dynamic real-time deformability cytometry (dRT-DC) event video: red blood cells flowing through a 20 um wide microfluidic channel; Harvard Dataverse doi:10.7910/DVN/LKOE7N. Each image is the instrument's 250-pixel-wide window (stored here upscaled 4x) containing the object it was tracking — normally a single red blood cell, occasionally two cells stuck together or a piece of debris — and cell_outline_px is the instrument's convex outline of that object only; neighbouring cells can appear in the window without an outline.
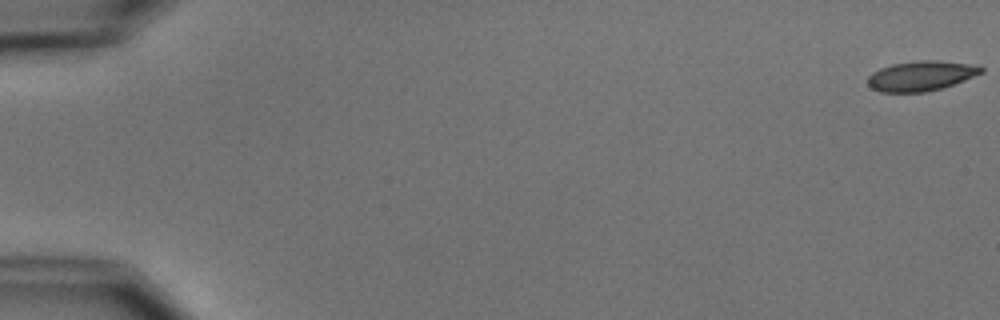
{"species": "common noctule bat (a hibernating species)", "species_latin": "Nyctalus noctula", "temperature_condition": "cold", "stored_images_in_passage": 10, "camera_frame_rate_fps": 3000, "um_per_image_px": 0.085, "animal": {"sex": "male", "body_mass_g": 15.6}, "frame": {"image": 1, "passage_image": 1, "time_ms": 0.0, "image_size_px": [1000, 320], "cell_outline_px": [[984, 72], [964, 80], [940, 88], [924, 92], [880, 92], [872, 88], [868, 84], [868, 76], [872, 72], [880, 68], [892, 64], [916, 60], [936, 60], [968, 64], [984, 68]], "centroid_in_image_um": [78.25, 6.44], "position_along_channel_um": 6.7, "area_um2": 19.59}}
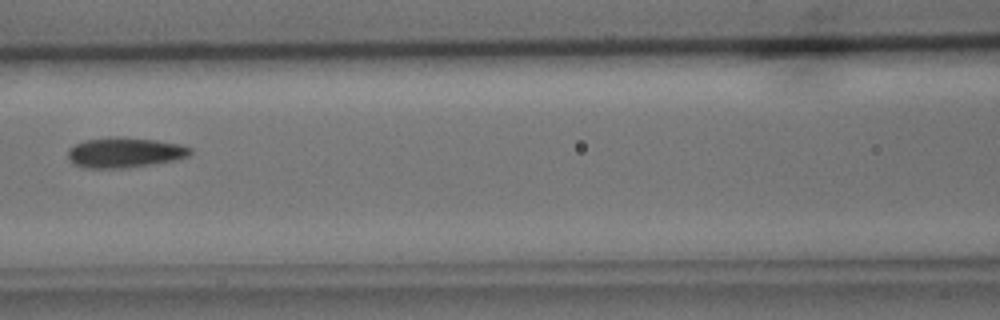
{"frame": {"image": 2, "passage_image": 8, "time_ms": 8.333, "image_size_px": [1000, 320], "cell_outline_px": [[192, 152], [188, 156], [176, 160], [128, 168], [84, 168], [72, 164], [68, 156], [68, 148], [84, 140], [116, 136], [156, 140], [180, 144], [192, 148]], "centroid_in_image_um": [10.59, 12.97], "position_along_channel_um": 156.0, "area_um2": 21.73}}
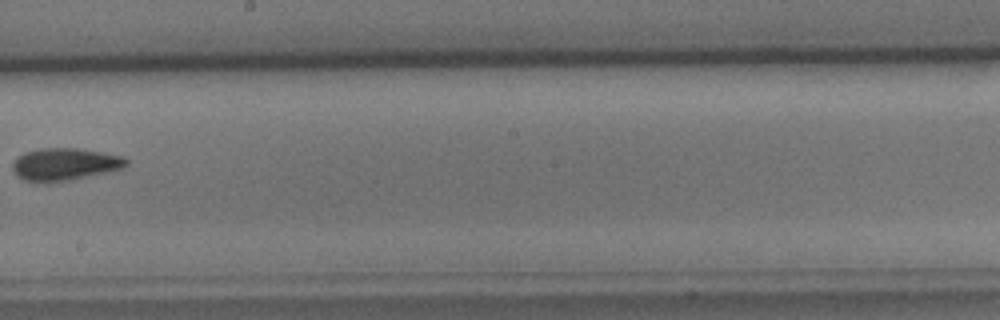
{"frame": {"image": 3, "passage_image": 10, "time_ms": 10.667, "image_size_px": [1000, 320], "cell_outline_px": [[128, 164], [124, 168], [108, 172], [68, 180], [44, 184], [24, 180], [12, 168], [12, 164], [16, 156], [24, 152], [40, 148], [80, 148], [104, 152], [124, 156], [128, 160]], "centroid_in_image_um": [5.52, 13.95], "position_along_channel_um": 242.7, "area_um2": 21.79}}